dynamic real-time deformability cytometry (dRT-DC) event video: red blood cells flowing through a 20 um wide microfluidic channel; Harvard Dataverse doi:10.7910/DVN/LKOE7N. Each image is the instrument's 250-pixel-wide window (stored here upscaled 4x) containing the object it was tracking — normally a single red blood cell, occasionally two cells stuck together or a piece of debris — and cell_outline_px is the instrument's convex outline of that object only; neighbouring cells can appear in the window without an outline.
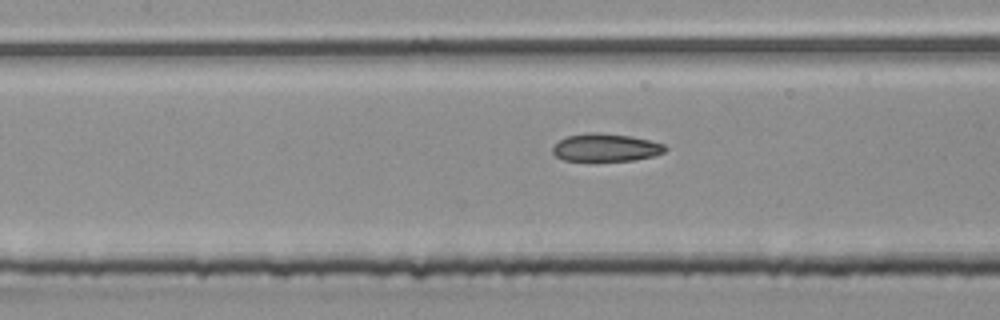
{"species": "common noctule bat (a hibernating species)", "species_latin": "Nyctalus noctula", "temperature_condition": "room temperature", "stored_images_in_passage": 21, "camera_frame_rate_fps": 3000, "um_per_image_px": 0.085, "animal": {"sex": "male", "body_mass_g": 20.4}, "frame": {"image": 1, "passage_image": 18, "time_ms": 5.667, "image_size_px": [1000, 320], "cell_outline_px": [[668, 148], [664, 152], [652, 156], [632, 160], [564, 160], [556, 156], [552, 152], [552, 148], [560, 140], [568, 136], [588, 132], [600, 132], [632, 136], [664, 144]], "centroid_in_image_um": [51.5, 12.52], "position_along_channel_um": 155.9, "area_um2": 18.03}}